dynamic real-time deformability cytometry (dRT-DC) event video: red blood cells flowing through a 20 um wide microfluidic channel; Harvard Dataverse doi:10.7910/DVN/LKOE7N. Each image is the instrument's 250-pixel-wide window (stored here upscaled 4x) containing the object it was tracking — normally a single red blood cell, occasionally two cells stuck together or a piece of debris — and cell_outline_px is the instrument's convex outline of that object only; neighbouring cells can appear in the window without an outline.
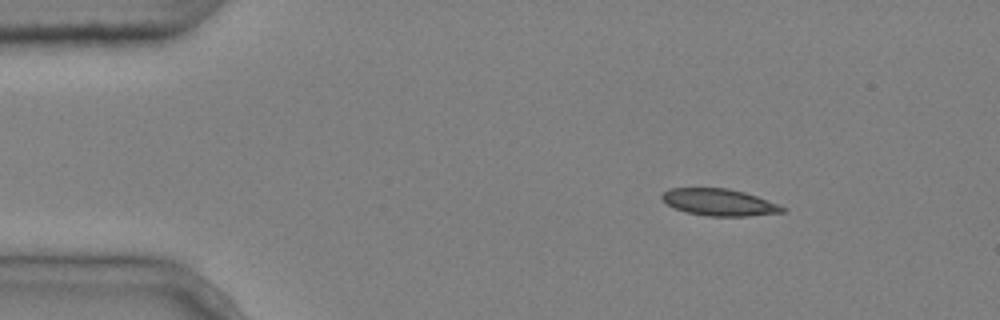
{"species": "common noctule bat (a hibernating species)", "species_latin": "Nyctalus noctula", "temperature_condition": "cold", "stored_images_in_passage": 2, "camera_frame_rate_fps": 3000, "um_per_image_px": 0.085, "animal": {"sex": "male", "body_mass_g": 20.4}, "frame": {"image": 1, "passage_image": 1, "time_ms": 0.0, "image_size_px": [1000, 320], "cell_outline_px": [[788, 208], [784, 212], [748, 216], [708, 216], [684, 212], [668, 204], [660, 196], [668, 188], [728, 188], [744, 192], [780, 204]], "centroid_in_image_um": [61.17, 17.19], "position_along_channel_um": 23.8, "area_um2": 18.9}}